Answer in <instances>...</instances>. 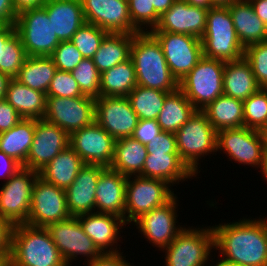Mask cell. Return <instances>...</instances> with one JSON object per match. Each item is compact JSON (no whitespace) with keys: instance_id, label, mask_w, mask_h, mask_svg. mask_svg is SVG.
Returning <instances> with one entry per match:
<instances>
[{"instance_id":"cell-31","label":"cell","mask_w":267,"mask_h":266,"mask_svg":"<svg viewBox=\"0 0 267 266\" xmlns=\"http://www.w3.org/2000/svg\"><path fill=\"white\" fill-rule=\"evenodd\" d=\"M147 154L146 145L132 137L115 140L114 156L109 168L126 177L139 176Z\"/></svg>"},{"instance_id":"cell-55","label":"cell","mask_w":267,"mask_h":266,"mask_svg":"<svg viewBox=\"0 0 267 266\" xmlns=\"http://www.w3.org/2000/svg\"><path fill=\"white\" fill-rule=\"evenodd\" d=\"M16 32L15 25L7 24L0 26V72H1V53L2 45Z\"/></svg>"},{"instance_id":"cell-44","label":"cell","mask_w":267,"mask_h":266,"mask_svg":"<svg viewBox=\"0 0 267 266\" xmlns=\"http://www.w3.org/2000/svg\"><path fill=\"white\" fill-rule=\"evenodd\" d=\"M244 58L250 63L260 88H267V41L247 46Z\"/></svg>"},{"instance_id":"cell-36","label":"cell","mask_w":267,"mask_h":266,"mask_svg":"<svg viewBox=\"0 0 267 266\" xmlns=\"http://www.w3.org/2000/svg\"><path fill=\"white\" fill-rule=\"evenodd\" d=\"M136 86L135 67L130 58L101 73L100 96L127 97Z\"/></svg>"},{"instance_id":"cell-5","label":"cell","mask_w":267,"mask_h":266,"mask_svg":"<svg viewBox=\"0 0 267 266\" xmlns=\"http://www.w3.org/2000/svg\"><path fill=\"white\" fill-rule=\"evenodd\" d=\"M175 136L181 160L196 176H199L202 170L201 161L203 162L207 155L210 159L212 155H217V131L210 124L205 113L202 110H196L175 132Z\"/></svg>"},{"instance_id":"cell-20","label":"cell","mask_w":267,"mask_h":266,"mask_svg":"<svg viewBox=\"0 0 267 266\" xmlns=\"http://www.w3.org/2000/svg\"><path fill=\"white\" fill-rule=\"evenodd\" d=\"M86 23L109 33L136 34L132 25L128 0H81Z\"/></svg>"},{"instance_id":"cell-39","label":"cell","mask_w":267,"mask_h":266,"mask_svg":"<svg viewBox=\"0 0 267 266\" xmlns=\"http://www.w3.org/2000/svg\"><path fill=\"white\" fill-rule=\"evenodd\" d=\"M244 127L262 131L267 128V88H259L243 101Z\"/></svg>"},{"instance_id":"cell-26","label":"cell","mask_w":267,"mask_h":266,"mask_svg":"<svg viewBox=\"0 0 267 266\" xmlns=\"http://www.w3.org/2000/svg\"><path fill=\"white\" fill-rule=\"evenodd\" d=\"M60 41H70L85 24L81 0H47L42 6Z\"/></svg>"},{"instance_id":"cell-30","label":"cell","mask_w":267,"mask_h":266,"mask_svg":"<svg viewBox=\"0 0 267 266\" xmlns=\"http://www.w3.org/2000/svg\"><path fill=\"white\" fill-rule=\"evenodd\" d=\"M84 165L80 156L68 146L39 171V176L65 190L74 182Z\"/></svg>"},{"instance_id":"cell-34","label":"cell","mask_w":267,"mask_h":266,"mask_svg":"<svg viewBox=\"0 0 267 266\" xmlns=\"http://www.w3.org/2000/svg\"><path fill=\"white\" fill-rule=\"evenodd\" d=\"M134 34L108 33L93 56V62L100 73L125 62L131 57Z\"/></svg>"},{"instance_id":"cell-37","label":"cell","mask_w":267,"mask_h":266,"mask_svg":"<svg viewBox=\"0 0 267 266\" xmlns=\"http://www.w3.org/2000/svg\"><path fill=\"white\" fill-rule=\"evenodd\" d=\"M56 70L50 56H27L15 79L34 90L47 93Z\"/></svg>"},{"instance_id":"cell-50","label":"cell","mask_w":267,"mask_h":266,"mask_svg":"<svg viewBox=\"0 0 267 266\" xmlns=\"http://www.w3.org/2000/svg\"><path fill=\"white\" fill-rule=\"evenodd\" d=\"M21 168L16 160L0 151V181L7 182Z\"/></svg>"},{"instance_id":"cell-29","label":"cell","mask_w":267,"mask_h":266,"mask_svg":"<svg viewBox=\"0 0 267 266\" xmlns=\"http://www.w3.org/2000/svg\"><path fill=\"white\" fill-rule=\"evenodd\" d=\"M46 93L34 90L11 78L5 100L22 118L43 119L46 110Z\"/></svg>"},{"instance_id":"cell-8","label":"cell","mask_w":267,"mask_h":266,"mask_svg":"<svg viewBox=\"0 0 267 266\" xmlns=\"http://www.w3.org/2000/svg\"><path fill=\"white\" fill-rule=\"evenodd\" d=\"M225 61L202 57L179 82V89L197 110L223 95Z\"/></svg>"},{"instance_id":"cell-12","label":"cell","mask_w":267,"mask_h":266,"mask_svg":"<svg viewBox=\"0 0 267 266\" xmlns=\"http://www.w3.org/2000/svg\"><path fill=\"white\" fill-rule=\"evenodd\" d=\"M178 195H176L166 204L152 209L136 219L131 227H136L141 238L146 239L152 247L159 248L160 251L168 246L175 237L186 227L187 223H179L178 218ZM133 225V226H132ZM143 236V237H142Z\"/></svg>"},{"instance_id":"cell-33","label":"cell","mask_w":267,"mask_h":266,"mask_svg":"<svg viewBox=\"0 0 267 266\" xmlns=\"http://www.w3.org/2000/svg\"><path fill=\"white\" fill-rule=\"evenodd\" d=\"M202 111L217 132L244 126L243 101L233 97L220 95Z\"/></svg>"},{"instance_id":"cell-53","label":"cell","mask_w":267,"mask_h":266,"mask_svg":"<svg viewBox=\"0 0 267 266\" xmlns=\"http://www.w3.org/2000/svg\"><path fill=\"white\" fill-rule=\"evenodd\" d=\"M47 0H12L14 9L20 13L27 9L42 7Z\"/></svg>"},{"instance_id":"cell-59","label":"cell","mask_w":267,"mask_h":266,"mask_svg":"<svg viewBox=\"0 0 267 266\" xmlns=\"http://www.w3.org/2000/svg\"><path fill=\"white\" fill-rule=\"evenodd\" d=\"M214 257V259H213V266H242L241 264H239V263H235V262H231V261H228V260H223V259H219L218 257H217V255H216V253H214V255H213ZM215 256L217 257V260L216 261H214L216 258H215Z\"/></svg>"},{"instance_id":"cell-22","label":"cell","mask_w":267,"mask_h":266,"mask_svg":"<svg viewBox=\"0 0 267 266\" xmlns=\"http://www.w3.org/2000/svg\"><path fill=\"white\" fill-rule=\"evenodd\" d=\"M77 218L84 232L102 253L120 252L123 243L122 238L126 232L122 229L125 230L126 227L132 229L130 226H126L128 224L124 219L112 214L93 212L80 215Z\"/></svg>"},{"instance_id":"cell-45","label":"cell","mask_w":267,"mask_h":266,"mask_svg":"<svg viewBox=\"0 0 267 266\" xmlns=\"http://www.w3.org/2000/svg\"><path fill=\"white\" fill-rule=\"evenodd\" d=\"M47 97L73 98L85 96L71 72L56 70L46 93Z\"/></svg>"},{"instance_id":"cell-16","label":"cell","mask_w":267,"mask_h":266,"mask_svg":"<svg viewBox=\"0 0 267 266\" xmlns=\"http://www.w3.org/2000/svg\"><path fill=\"white\" fill-rule=\"evenodd\" d=\"M43 119L64 129L69 135L95 121V98L46 97Z\"/></svg>"},{"instance_id":"cell-63","label":"cell","mask_w":267,"mask_h":266,"mask_svg":"<svg viewBox=\"0 0 267 266\" xmlns=\"http://www.w3.org/2000/svg\"><path fill=\"white\" fill-rule=\"evenodd\" d=\"M264 141V154H267V128L261 131Z\"/></svg>"},{"instance_id":"cell-42","label":"cell","mask_w":267,"mask_h":266,"mask_svg":"<svg viewBox=\"0 0 267 266\" xmlns=\"http://www.w3.org/2000/svg\"><path fill=\"white\" fill-rule=\"evenodd\" d=\"M82 93L93 98L100 97L101 73L95 66L93 59L84 58L74 70L71 71Z\"/></svg>"},{"instance_id":"cell-58","label":"cell","mask_w":267,"mask_h":266,"mask_svg":"<svg viewBox=\"0 0 267 266\" xmlns=\"http://www.w3.org/2000/svg\"><path fill=\"white\" fill-rule=\"evenodd\" d=\"M185 1L192 6L203 7L206 9L214 7L211 0H185Z\"/></svg>"},{"instance_id":"cell-28","label":"cell","mask_w":267,"mask_h":266,"mask_svg":"<svg viewBox=\"0 0 267 266\" xmlns=\"http://www.w3.org/2000/svg\"><path fill=\"white\" fill-rule=\"evenodd\" d=\"M223 82V94L241 101L248 99L260 88L250 63L244 57L225 62Z\"/></svg>"},{"instance_id":"cell-57","label":"cell","mask_w":267,"mask_h":266,"mask_svg":"<svg viewBox=\"0 0 267 266\" xmlns=\"http://www.w3.org/2000/svg\"><path fill=\"white\" fill-rule=\"evenodd\" d=\"M10 79L11 78L8 75L0 72V100L5 99Z\"/></svg>"},{"instance_id":"cell-56","label":"cell","mask_w":267,"mask_h":266,"mask_svg":"<svg viewBox=\"0 0 267 266\" xmlns=\"http://www.w3.org/2000/svg\"><path fill=\"white\" fill-rule=\"evenodd\" d=\"M175 1L176 0H151V6H153L155 11L161 16Z\"/></svg>"},{"instance_id":"cell-14","label":"cell","mask_w":267,"mask_h":266,"mask_svg":"<svg viewBox=\"0 0 267 266\" xmlns=\"http://www.w3.org/2000/svg\"><path fill=\"white\" fill-rule=\"evenodd\" d=\"M39 172L22 167L0 188V216L13 226L27 223Z\"/></svg>"},{"instance_id":"cell-18","label":"cell","mask_w":267,"mask_h":266,"mask_svg":"<svg viewBox=\"0 0 267 266\" xmlns=\"http://www.w3.org/2000/svg\"><path fill=\"white\" fill-rule=\"evenodd\" d=\"M69 146L84 164L109 168L114 156L115 139L94 121L72 132Z\"/></svg>"},{"instance_id":"cell-17","label":"cell","mask_w":267,"mask_h":266,"mask_svg":"<svg viewBox=\"0 0 267 266\" xmlns=\"http://www.w3.org/2000/svg\"><path fill=\"white\" fill-rule=\"evenodd\" d=\"M65 190L38 176L35 180L27 223L47 227L53 222L69 219Z\"/></svg>"},{"instance_id":"cell-62","label":"cell","mask_w":267,"mask_h":266,"mask_svg":"<svg viewBox=\"0 0 267 266\" xmlns=\"http://www.w3.org/2000/svg\"><path fill=\"white\" fill-rule=\"evenodd\" d=\"M236 0H211L214 6H228Z\"/></svg>"},{"instance_id":"cell-60","label":"cell","mask_w":267,"mask_h":266,"mask_svg":"<svg viewBox=\"0 0 267 266\" xmlns=\"http://www.w3.org/2000/svg\"><path fill=\"white\" fill-rule=\"evenodd\" d=\"M0 266H12L11 252H0Z\"/></svg>"},{"instance_id":"cell-23","label":"cell","mask_w":267,"mask_h":266,"mask_svg":"<svg viewBox=\"0 0 267 266\" xmlns=\"http://www.w3.org/2000/svg\"><path fill=\"white\" fill-rule=\"evenodd\" d=\"M208 9L192 6L185 0H176L164 12L157 26L150 32H171L202 38L206 29Z\"/></svg>"},{"instance_id":"cell-19","label":"cell","mask_w":267,"mask_h":266,"mask_svg":"<svg viewBox=\"0 0 267 266\" xmlns=\"http://www.w3.org/2000/svg\"><path fill=\"white\" fill-rule=\"evenodd\" d=\"M95 121L115 140L131 137L138 124L127 97L95 98Z\"/></svg>"},{"instance_id":"cell-7","label":"cell","mask_w":267,"mask_h":266,"mask_svg":"<svg viewBox=\"0 0 267 266\" xmlns=\"http://www.w3.org/2000/svg\"><path fill=\"white\" fill-rule=\"evenodd\" d=\"M203 56L222 61H236L244 57L242 46L227 6L208 9L206 29L201 38Z\"/></svg>"},{"instance_id":"cell-9","label":"cell","mask_w":267,"mask_h":266,"mask_svg":"<svg viewBox=\"0 0 267 266\" xmlns=\"http://www.w3.org/2000/svg\"><path fill=\"white\" fill-rule=\"evenodd\" d=\"M162 179L130 176L126 184L124 220L131 225L141 215L168 203L176 194Z\"/></svg>"},{"instance_id":"cell-24","label":"cell","mask_w":267,"mask_h":266,"mask_svg":"<svg viewBox=\"0 0 267 266\" xmlns=\"http://www.w3.org/2000/svg\"><path fill=\"white\" fill-rule=\"evenodd\" d=\"M104 169L103 166L85 164L74 182L65 189L66 204L71 217L95 212L96 185Z\"/></svg>"},{"instance_id":"cell-25","label":"cell","mask_w":267,"mask_h":266,"mask_svg":"<svg viewBox=\"0 0 267 266\" xmlns=\"http://www.w3.org/2000/svg\"><path fill=\"white\" fill-rule=\"evenodd\" d=\"M127 178L110 168L101 172L96 185L95 212L124 219Z\"/></svg>"},{"instance_id":"cell-40","label":"cell","mask_w":267,"mask_h":266,"mask_svg":"<svg viewBox=\"0 0 267 266\" xmlns=\"http://www.w3.org/2000/svg\"><path fill=\"white\" fill-rule=\"evenodd\" d=\"M27 57L20 36L15 32L2 45L1 53V73L8 75L10 78H15L19 69Z\"/></svg>"},{"instance_id":"cell-32","label":"cell","mask_w":267,"mask_h":266,"mask_svg":"<svg viewBox=\"0 0 267 266\" xmlns=\"http://www.w3.org/2000/svg\"><path fill=\"white\" fill-rule=\"evenodd\" d=\"M35 128L36 119L23 118L10 130L0 133V151L24 167L34 138Z\"/></svg>"},{"instance_id":"cell-49","label":"cell","mask_w":267,"mask_h":266,"mask_svg":"<svg viewBox=\"0 0 267 266\" xmlns=\"http://www.w3.org/2000/svg\"><path fill=\"white\" fill-rule=\"evenodd\" d=\"M123 253V251L117 253H102L92 262L86 264V266H134V263L129 262V259H127L126 255Z\"/></svg>"},{"instance_id":"cell-4","label":"cell","mask_w":267,"mask_h":266,"mask_svg":"<svg viewBox=\"0 0 267 266\" xmlns=\"http://www.w3.org/2000/svg\"><path fill=\"white\" fill-rule=\"evenodd\" d=\"M146 148L148 154L139 176L162 179L172 186L197 177L181 160L175 133L162 131Z\"/></svg>"},{"instance_id":"cell-2","label":"cell","mask_w":267,"mask_h":266,"mask_svg":"<svg viewBox=\"0 0 267 266\" xmlns=\"http://www.w3.org/2000/svg\"><path fill=\"white\" fill-rule=\"evenodd\" d=\"M130 58L134 63L137 85L169 93L179 88L159 42L150 32L134 34Z\"/></svg>"},{"instance_id":"cell-3","label":"cell","mask_w":267,"mask_h":266,"mask_svg":"<svg viewBox=\"0 0 267 266\" xmlns=\"http://www.w3.org/2000/svg\"><path fill=\"white\" fill-rule=\"evenodd\" d=\"M12 266H67L46 227L13 226Z\"/></svg>"},{"instance_id":"cell-35","label":"cell","mask_w":267,"mask_h":266,"mask_svg":"<svg viewBox=\"0 0 267 266\" xmlns=\"http://www.w3.org/2000/svg\"><path fill=\"white\" fill-rule=\"evenodd\" d=\"M197 109L178 88L167 94L156 121L162 131L175 133Z\"/></svg>"},{"instance_id":"cell-47","label":"cell","mask_w":267,"mask_h":266,"mask_svg":"<svg viewBox=\"0 0 267 266\" xmlns=\"http://www.w3.org/2000/svg\"><path fill=\"white\" fill-rule=\"evenodd\" d=\"M161 132L156 120H139L131 137L144 145H148Z\"/></svg>"},{"instance_id":"cell-13","label":"cell","mask_w":267,"mask_h":266,"mask_svg":"<svg viewBox=\"0 0 267 266\" xmlns=\"http://www.w3.org/2000/svg\"><path fill=\"white\" fill-rule=\"evenodd\" d=\"M46 228L67 266L76 264L79 258L81 260L78 263L84 259L83 265L86 266L102 254L92 239L84 232L77 217L53 222Z\"/></svg>"},{"instance_id":"cell-41","label":"cell","mask_w":267,"mask_h":266,"mask_svg":"<svg viewBox=\"0 0 267 266\" xmlns=\"http://www.w3.org/2000/svg\"><path fill=\"white\" fill-rule=\"evenodd\" d=\"M108 33L96 25L85 23L73 35L70 42L84 58L92 59Z\"/></svg>"},{"instance_id":"cell-51","label":"cell","mask_w":267,"mask_h":266,"mask_svg":"<svg viewBox=\"0 0 267 266\" xmlns=\"http://www.w3.org/2000/svg\"><path fill=\"white\" fill-rule=\"evenodd\" d=\"M13 225L0 216V252H11Z\"/></svg>"},{"instance_id":"cell-1","label":"cell","mask_w":267,"mask_h":266,"mask_svg":"<svg viewBox=\"0 0 267 266\" xmlns=\"http://www.w3.org/2000/svg\"><path fill=\"white\" fill-rule=\"evenodd\" d=\"M247 217L213 224L215 252L242 266H267V218Z\"/></svg>"},{"instance_id":"cell-46","label":"cell","mask_w":267,"mask_h":266,"mask_svg":"<svg viewBox=\"0 0 267 266\" xmlns=\"http://www.w3.org/2000/svg\"><path fill=\"white\" fill-rule=\"evenodd\" d=\"M58 70L71 72L84 59L70 41H61L50 56Z\"/></svg>"},{"instance_id":"cell-38","label":"cell","mask_w":267,"mask_h":266,"mask_svg":"<svg viewBox=\"0 0 267 266\" xmlns=\"http://www.w3.org/2000/svg\"><path fill=\"white\" fill-rule=\"evenodd\" d=\"M168 93L137 85L127 98L139 120H156Z\"/></svg>"},{"instance_id":"cell-48","label":"cell","mask_w":267,"mask_h":266,"mask_svg":"<svg viewBox=\"0 0 267 266\" xmlns=\"http://www.w3.org/2000/svg\"><path fill=\"white\" fill-rule=\"evenodd\" d=\"M22 119L5 99L0 100V133L10 130Z\"/></svg>"},{"instance_id":"cell-6","label":"cell","mask_w":267,"mask_h":266,"mask_svg":"<svg viewBox=\"0 0 267 266\" xmlns=\"http://www.w3.org/2000/svg\"><path fill=\"white\" fill-rule=\"evenodd\" d=\"M160 252L164 253L163 266H212L215 252L212 226L187 225Z\"/></svg>"},{"instance_id":"cell-61","label":"cell","mask_w":267,"mask_h":266,"mask_svg":"<svg viewBox=\"0 0 267 266\" xmlns=\"http://www.w3.org/2000/svg\"><path fill=\"white\" fill-rule=\"evenodd\" d=\"M262 173L261 177H263L264 181L267 182V154H264V159H263V166L259 174ZM267 184V183H264Z\"/></svg>"},{"instance_id":"cell-43","label":"cell","mask_w":267,"mask_h":266,"mask_svg":"<svg viewBox=\"0 0 267 266\" xmlns=\"http://www.w3.org/2000/svg\"><path fill=\"white\" fill-rule=\"evenodd\" d=\"M132 25L139 32H150L160 19V15L151 6V0H128Z\"/></svg>"},{"instance_id":"cell-10","label":"cell","mask_w":267,"mask_h":266,"mask_svg":"<svg viewBox=\"0 0 267 266\" xmlns=\"http://www.w3.org/2000/svg\"><path fill=\"white\" fill-rule=\"evenodd\" d=\"M227 161L261 171L264 159V141L261 131L247 127L222 129L217 132V152Z\"/></svg>"},{"instance_id":"cell-21","label":"cell","mask_w":267,"mask_h":266,"mask_svg":"<svg viewBox=\"0 0 267 266\" xmlns=\"http://www.w3.org/2000/svg\"><path fill=\"white\" fill-rule=\"evenodd\" d=\"M70 135L57 125L36 119L32 145L24 168L39 172L61 151L69 146Z\"/></svg>"},{"instance_id":"cell-27","label":"cell","mask_w":267,"mask_h":266,"mask_svg":"<svg viewBox=\"0 0 267 266\" xmlns=\"http://www.w3.org/2000/svg\"><path fill=\"white\" fill-rule=\"evenodd\" d=\"M242 46L267 41V27L255 14L249 0H236L227 6Z\"/></svg>"},{"instance_id":"cell-15","label":"cell","mask_w":267,"mask_h":266,"mask_svg":"<svg viewBox=\"0 0 267 266\" xmlns=\"http://www.w3.org/2000/svg\"><path fill=\"white\" fill-rule=\"evenodd\" d=\"M159 42L172 75L180 82L203 57L202 41L192 35L150 32Z\"/></svg>"},{"instance_id":"cell-11","label":"cell","mask_w":267,"mask_h":266,"mask_svg":"<svg viewBox=\"0 0 267 266\" xmlns=\"http://www.w3.org/2000/svg\"><path fill=\"white\" fill-rule=\"evenodd\" d=\"M15 27L27 56H51L61 42L43 7L27 9L18 13Z\"/></svg>"},{"instance_id":"cell-52","label":"cell","mask_w":267,"mask_h":266,"mask_svg":"<svg viewBox=\"0 0 267 266\" xmlns=\"http://www.w3.org/2000/svg\"><path fill=\"white\" fill-rule=\"evenodd\" d=\"M17 16L12 0H0V25H15Z\"/></svg>"},{"instance_id":"cell-54","label":"cell","mask_w":267,"mask_h":266,"mask_svg":"<svg viewBox=\"0 0 267 266\" xmlns=\"http://www.w3.org/2000/svg\"><path fill=\"white\" fill-rule=\"evenodd\" d=\"M255 14L263 21L267 27V0H249Z\"/></svg>"}]
</instances>
